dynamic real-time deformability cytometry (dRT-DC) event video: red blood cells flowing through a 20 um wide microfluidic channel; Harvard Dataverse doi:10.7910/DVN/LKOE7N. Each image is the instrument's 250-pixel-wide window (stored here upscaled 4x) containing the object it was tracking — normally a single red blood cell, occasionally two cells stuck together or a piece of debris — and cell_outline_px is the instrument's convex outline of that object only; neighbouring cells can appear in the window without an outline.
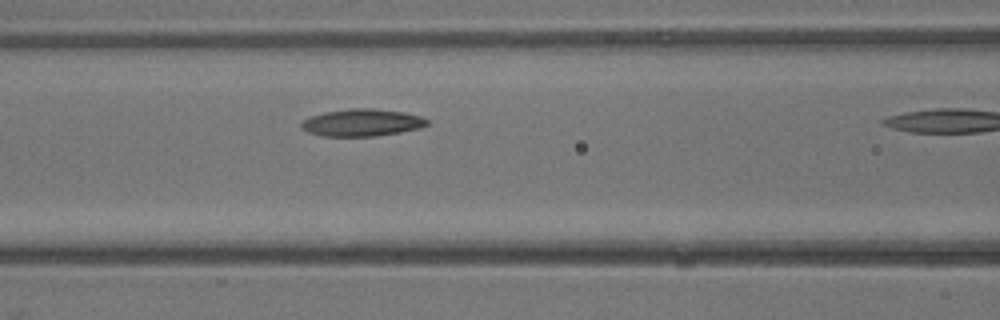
{"species": "common noctule bat (a hibernating species)", "species_latin": "Nyctalus noctula", "temperature_condition": "warm", "stored_images_in_passage": 7, "camera_frame_rate_fps": 3000, "um_per_image_px": 0.085, "animal": {"sex": "male", "body_mass_g": 13.3}, "frame": {"image": 1, "passage_image": 6, "time_ms": 1.667, "image_size_px": [1000, 320], "cell_outline_px": [[428, 124], [420, 128], [400, 132], [376, 136], [320, 136], [308, 132], [300, 128], [300, 124], [308, 116], [324, 112], [352, 108], [372, 108], [404, 112], [420, 116], [428, 120]], "centroid_in_image_um": [30.73, 10.42], "position_along_channel_um": 135.9, "area_um2": 20.06}}